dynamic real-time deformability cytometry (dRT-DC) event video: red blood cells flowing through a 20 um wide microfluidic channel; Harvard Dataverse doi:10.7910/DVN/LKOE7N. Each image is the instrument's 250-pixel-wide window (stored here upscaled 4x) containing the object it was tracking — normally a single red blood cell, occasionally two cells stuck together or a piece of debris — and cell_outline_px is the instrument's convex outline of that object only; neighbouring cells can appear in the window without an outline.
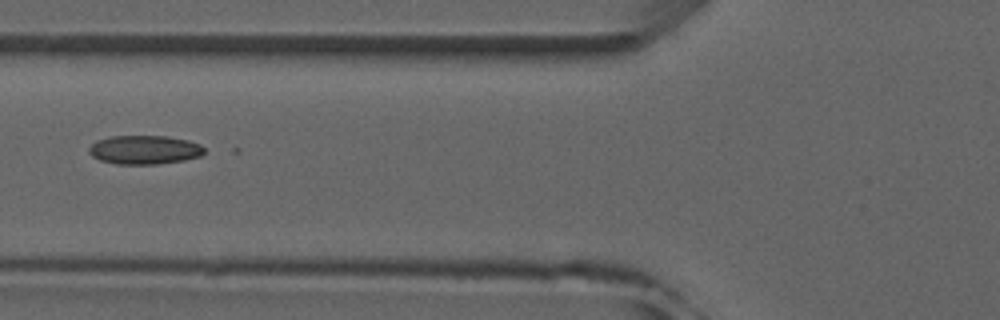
{"species": "common noctule bat (a hibernating species)", "species_latin": "Nyctalus noctula", "temperature_condition": "room temperature", "stored_images_in_passage": 4, "camera_frame_rate_fps": 3000, "um_per_image_px": 0.085, "animal": {"sex": "male", "forearm_length_mm": 52.5}, "frame": {"image": 1, "passage_image": 3, "time_ms": 2.333, "image_size_px": [1000, 320], "cell_outline_px": [[204, 152], [200, 156], [184, 160], [156, 164], [116, 164], [100, 160], [92, 156], [88, 152], [88, 148], [96, 140], [112, 136], [168, 136], [188, 140], [200, 144], [204, 148]], "centroid_in_image_um": [12.26, 12.73], "position_along_channel_um": 113.5, "area_um2": 19.42}}
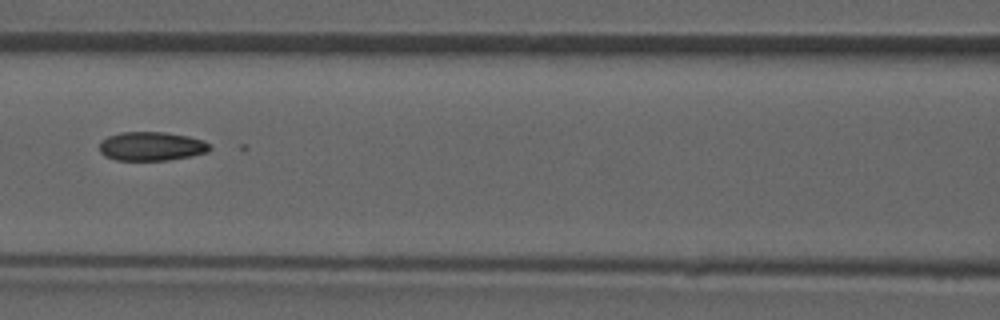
{"frame": {"image": 2, "passage_image": 4, "time_ms": 3.333, "image_size_px": [1000, 320], "cell_outline_px": [[212, 148], [208, 152], [192, 156], [168, 160], [116, 160], [104, 156], [100, 152], [100, 140], [108, 136], [120, 132], [164, 132], [188, 136], [204, 140], [212, 144]], "centroid_in_image_um": [12.9, 12.43], "position_along_channel_um": 153.7, "area_um2": 18.84}}